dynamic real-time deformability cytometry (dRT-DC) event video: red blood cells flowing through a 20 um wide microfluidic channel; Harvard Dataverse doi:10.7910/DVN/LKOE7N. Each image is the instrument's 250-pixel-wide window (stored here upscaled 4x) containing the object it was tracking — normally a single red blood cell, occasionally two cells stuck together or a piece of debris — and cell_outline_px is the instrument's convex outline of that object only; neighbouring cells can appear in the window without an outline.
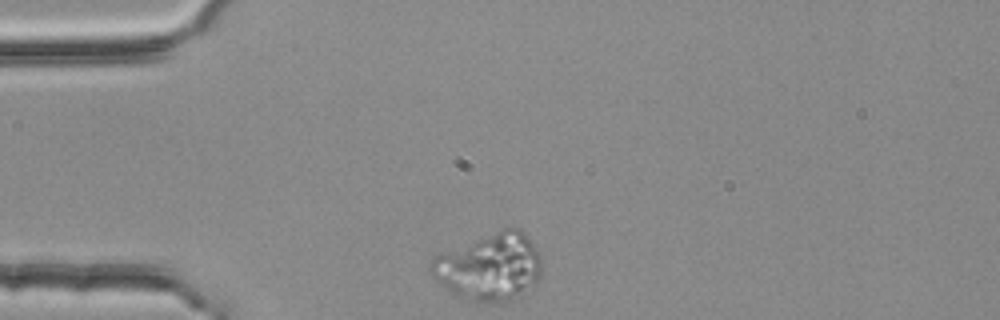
{"species": "common noctule bat (a hibernating species)", "species_latin": "Nyctalus noctula", "temperature_condition": "room temperature", "stored_images_in_passage": 39, "camera_frame_rate_fps": 3000, "um_per_image_px": 0.085, "animal": {"sex": "female", "body_mass_g": 25.1}, "frame": {"image": 1, "passage_image": 1, "time_ms": 0.0, "image_size_px": [1000, 320], "cell_outline_px": [[540, 276], [536, 284], [520, 296], [512, 300], [488, 304], [476, 304], [464, 300], [456, 296], [436, 280], [432, 276], [428, 268], [428, 264], [436, 256], [504, 228], [520, 228], [524, 232], [536, 248], [540, 256]], "centroid_in_image_um": [41.62, 22.75], "position_along_channel_um": 43.4, "area_um2": 43.47}}
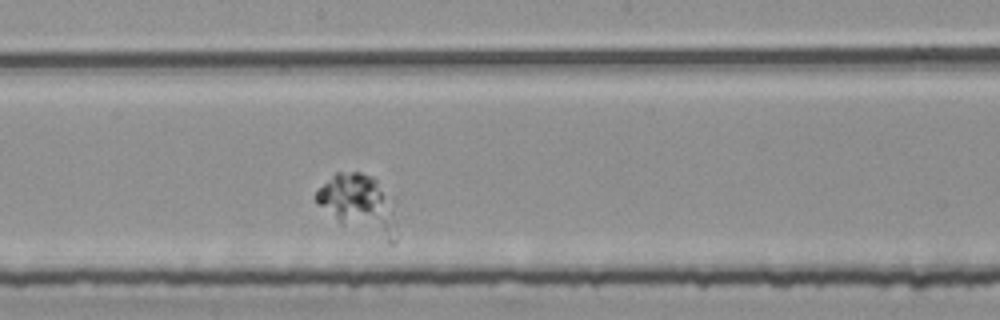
{"frame": {"image": 2, "passage_image": 18, "time_ms": 5.667, "image_size_px": [1000, 320], "cell_outline_px": [[396, 240], [392, 244], [388, 244], [340, 224], [316, 200], [316, 192], [336, 172], [360, 172], [372, 176], [392, 196], [396, 224]], "centroid_in_image_um": [30.59, 17.41], "position_along_channel_um": 217.6, "area_um2": 27.8}}
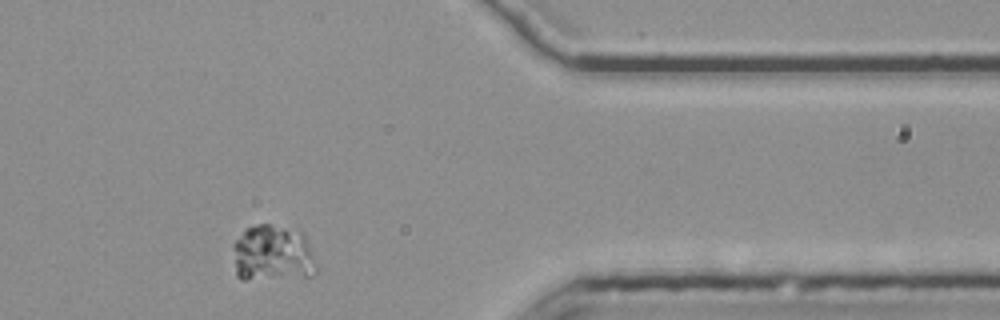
{"frame": {"image": 3, "passage_image": 34, "time_ms": 11.0, "image_size_px": [1000, 320], "cell_outline_px": [[316, 272], [312, 276], [244, 280], [240, 280], [236, 276], [232, 248], [232, 244], [244, 228], [260, 224], [268, 224], [304, 232], [316, 264]], "centroid_in_image_um": [23.14, 21.55], "position_along_channel_um": 388.3, "area_um2": 27.86}}